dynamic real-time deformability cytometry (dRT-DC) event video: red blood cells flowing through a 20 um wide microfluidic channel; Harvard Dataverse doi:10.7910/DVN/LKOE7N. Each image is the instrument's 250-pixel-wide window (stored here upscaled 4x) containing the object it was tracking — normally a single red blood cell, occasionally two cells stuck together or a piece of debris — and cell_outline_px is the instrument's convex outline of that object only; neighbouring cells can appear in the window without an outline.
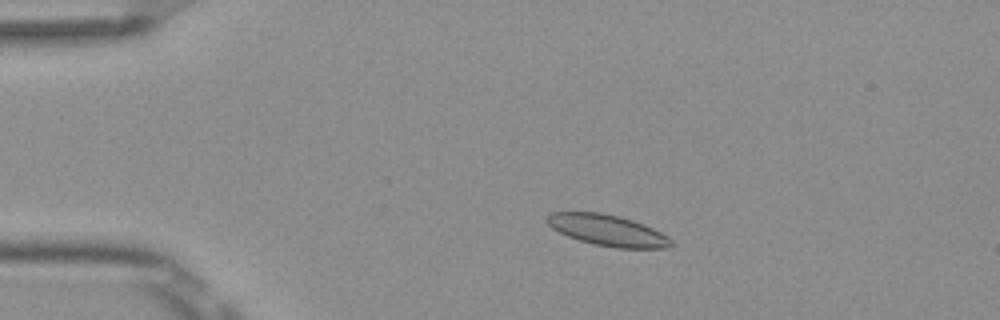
{"species": "Egyptian fruit bat (a non-hibernating species)", "species_latin": "Rousettus aegyptiacus", "temperature_condition": "room temperature", "stored_images_in_passage": 52, "camera_frame_rate_fps": 3000, "um_per_image_px": 0.085, "frame": {"image": 1, "passage_image": 10, "time_ms": 3.0, "image_size_px": [1000, 320], "cell_outline_px": [[676, 244], [672, 248], [616, 248], [596, 244], [580, 240], [568, 236], [552, 228], [544, 220], [552, 212], [600, 212], [620, 216], [632, 220], [652, 228], [668, 236]], "centroid_in_image_um": [51.68, 19.58], "position_along_channel_um": 33.3, "area_um2": 22.48}}
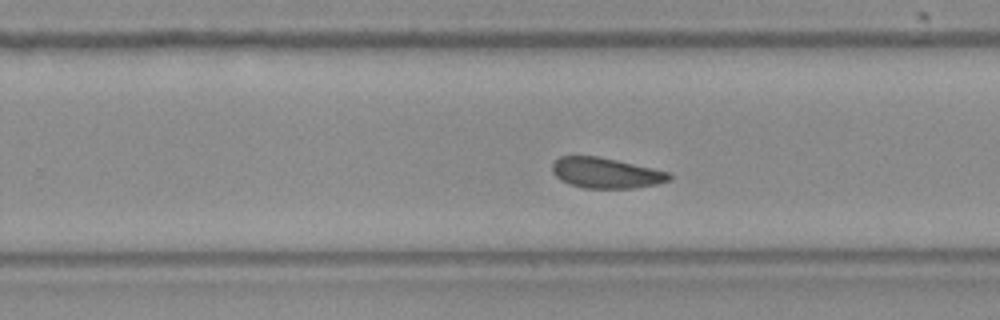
{"frame": {"image": 2, "passage_image": 33, "time_ms": 10.667, "image_size_px": [1000, 320], "cell_outline_px": [[672, 180], [656, 184], [632, 188], [584, 188], [560, 180], [552, 172], [552, 164], [560, 156], [596, 156], [616, 160], [652, 168], [668, 172], [672, 176]], "centroid_in_image_um": [51.5, 14.7], "position_along_channel_um": 278.3, "area_um2": 20.58}}
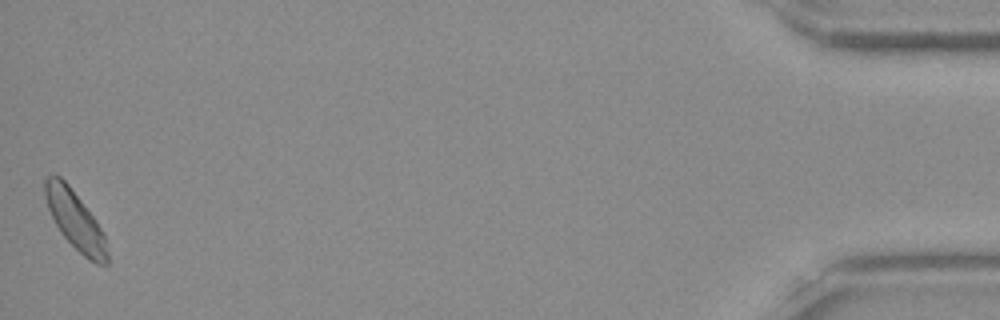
{"frame": {"image": 3, "passage_image": 52, "time_ms": 17.0, "image_size_px": [1000, 320], "cell_outline_px": [[108, 264], [96, 264], [88, 260], [60, 232], [48, 208], [44, 196], [44, 176], [52, 172], [60, 176], [68, 184], [96, 220], [104, 236], [108, 252]], "centroid_in_image_um": [6.36, 18.67], "position_along_channel_um": 428.8, "area_um2": 21.1}, "authors_computed_cell_mechanics": {"area_um2": 21.6172, "velocity_mm_per_s": 3.8276, "shape_relaxation_time_tau1_ms": 6.961, "shape_relaxation_time_tau2_ms": 1.7678, "deformation_change_tau1": 0.0956, "deformation_change_tau2": 0.0629}}